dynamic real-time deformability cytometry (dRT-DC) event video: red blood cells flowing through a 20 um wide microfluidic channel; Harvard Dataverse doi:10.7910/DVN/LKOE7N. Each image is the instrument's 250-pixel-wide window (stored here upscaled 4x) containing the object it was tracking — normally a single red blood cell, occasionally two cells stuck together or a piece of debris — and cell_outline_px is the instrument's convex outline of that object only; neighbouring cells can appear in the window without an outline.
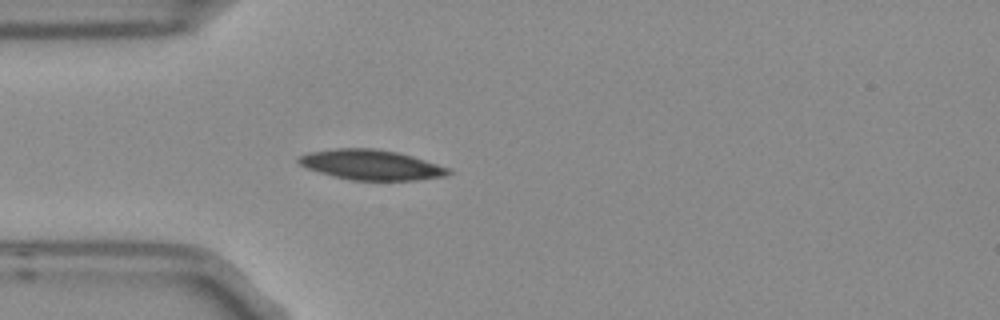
{"species": "Egyptian fruit bat (a non-hibernating species)", "species_latin": "Rousettus aegyptiacus", "temperature_condition": "room temperature", "stored_images_in_passage": 4, "camera_frame_rate_fps": 3000, "um_per_image_px": 0.085, "frame": {"image": 1, "passage_image": 4, "time_ms": 1.0, "image_size_px": [1000, 320], "cell_outline_px": [[452, 172], [444, 176], [412, 180], [352, 180], [332, 176], [308, 168], [300, 164], [296, 160], [300, 156], [308, 152], [336, 148], [376, 148], [396, 152], [412, 156], [448, 168]], "centroid_in_image_um": [31.5, 14.0], "position_along_channel_um": 53.5, "area_um2": 25.95}}